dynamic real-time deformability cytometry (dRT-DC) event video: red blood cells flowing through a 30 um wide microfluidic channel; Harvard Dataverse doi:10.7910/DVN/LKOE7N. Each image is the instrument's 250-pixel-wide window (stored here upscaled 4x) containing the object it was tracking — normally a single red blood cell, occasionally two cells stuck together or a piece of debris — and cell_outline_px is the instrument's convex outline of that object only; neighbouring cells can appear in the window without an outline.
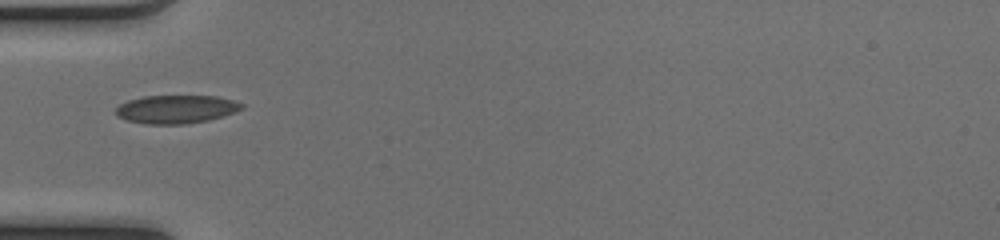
{"species": "common noctule bat (a hibernating species)", "species_latin": "Nyctalus noctula", "temperature_condition": "cold", "stored_images_in_passage": 34, "camera_frame_rate_fps": 3000, "um_per_image_px": 0.085, "animal": {"sex": "female", "body_mass_g": 17.0, "forearm_length_mm": 48.0}, "frame": {"image": 1, "passage_image": 1, "time_ms": 0.0, "image_size_px": [1000, 240], "cell_outline_px": [[244, 108], [208, 120], [184, 124], [144, 124], [128, 120], [116, 116], [116, 108], [120, 104], [128, 100], [144, 96], [216, 96], [232, 100], [244, 104]], "centroid_in_image_um": [14.94, 9.28], "position_along_channel_um": 70.1, "area_um2": 20.58}}
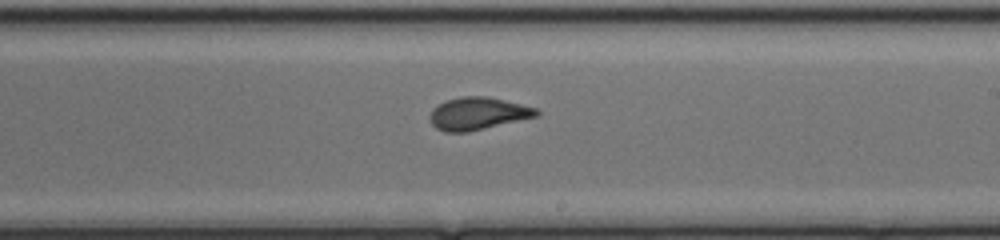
{"frame": {"image": 2, "passage_image": 14, "time_ms": 4.333, "image_size_px": [1000, 240], "cell_outline_px": [[540, 116], [468, 132], [444, 132], [436, 128], [432, 124], [432, 108], [444, 100], [460, 96], [484, 96], [504, 100], [536, 108], [540, 112]], "centroid_in_image_um": [40.64, 9.65], "position_along_channel_um": 248.4, "area_um2": 20.17}}
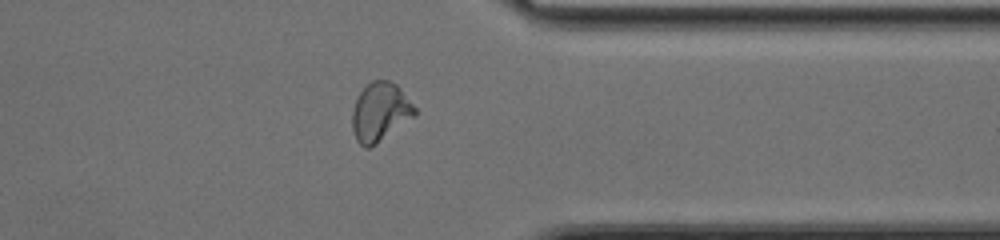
{"frame": {"image": 3, "passage_image": 24, "time_ms": 7.667, "image_size_px": [1000, 240], "cell_outline_px": [[416, 116], [376, 144], [368, 148], [364, 148], [356, 140], [352, 128], [352, 112], [356, 100], [360, 92], [372, 80], [388, 80], [396, 84], [400, 88], [416, 108]], "centroid_in_image_um": [32.32, 9.53], "position_along_channel_um": 379.1, "area_um2": 21.39}, "authors_computed_cell_mechanics": {"area_um2": 20.5479, "velocity_mm_per_s": 4.0937, "shape_relaxation_time_tau1_ms": 5.5953, "shape_relaxation_time_tau2_ms": 0.5797, "deformation_change_tau1": 0.1575, "deformation_change_tau2": 0.0488}}